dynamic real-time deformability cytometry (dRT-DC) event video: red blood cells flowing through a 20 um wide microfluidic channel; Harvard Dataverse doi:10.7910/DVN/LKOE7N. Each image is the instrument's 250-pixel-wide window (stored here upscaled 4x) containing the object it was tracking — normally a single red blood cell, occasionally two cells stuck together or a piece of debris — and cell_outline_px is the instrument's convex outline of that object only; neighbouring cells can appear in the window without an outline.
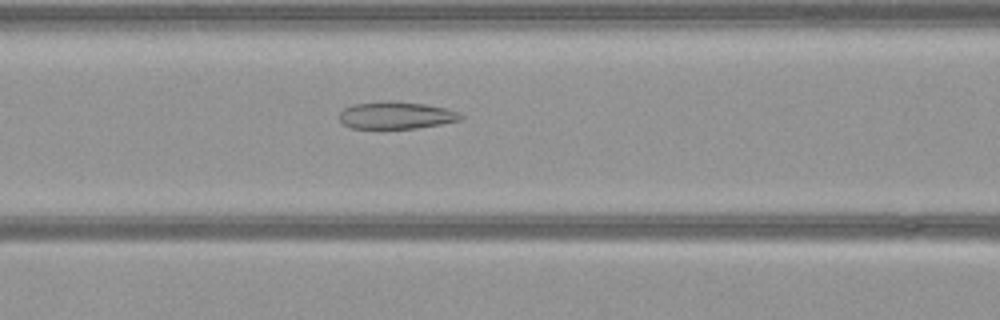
{"species": "common noctule bat (a hibernating species)", "species_latin": "Nyctalus noctula", "temperature_condition": "warm", "stored_images_in_passage": 42, "camera_frame_rate_fps": 3000, "um_per_image_px": 0.085, "animal": {"sex": "female", "body_mass_g": 21.9}, "frame": {"image": 1, "passage_image": 11, "time_ms": 3.333, "image_size_px": [1000, 320], "cell_outline_px": [[464, 116], [460, 120], [440, 124], [416, 128], [352, 128], [344, 124], [340, 120], [340, 112], [344, 108], [352, 104], [388, 100], [424, 104], [448, 108], [460, 112]], "centroid_in_image_um": [33.69, 9.79], "position_along_channel_um": 132.9, "area_um2": 19.31}}
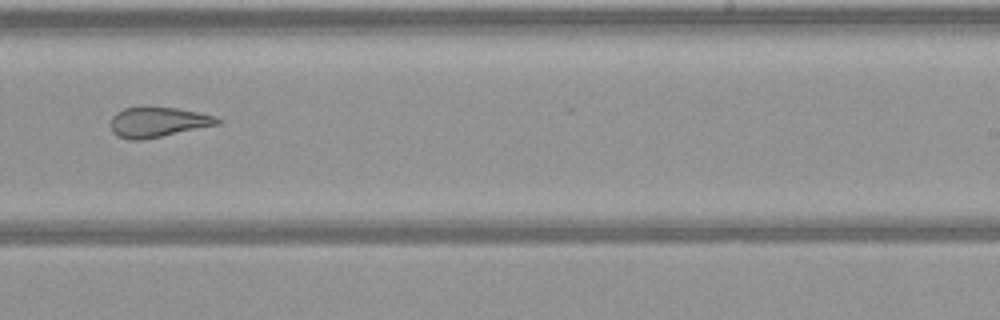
{"frame": {"image": 2, "passage_image": 22, "time_ms": 7.0, "image_size_px": [1000, 320], "cell_outline_px": [[220, 124], [140, 140], [128, 140], [116, 136], [112, 132], [112, 116], [116, 112], [124, 108], [148, 104], [176, 108], [216, 116], [220, 120]], "centroid_in_image_um": [13.37, 10.34], "position_along_channel_um": 275.6, "area_um2": 19.02}}
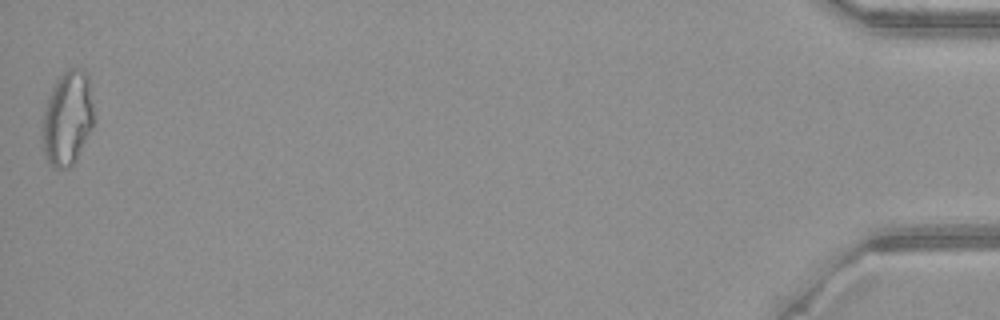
{"frame": {"image": 3, "passage_image": 42, "time_ms": 13.667, "image_size_px": [1000, 320], "cell_outline_px": [[92, 128], [76, 160], [68, 168], [52, 168], [48, 164], [44, 156], [40, 140], [40, 128], [44, 108], [52, 88], [56, 80], [68, 68], [84, 68], [88, 76], [92, 104]], "centroid_in_image_um": [5.67, 10.09], "position_along_channel_um": 429.5, "area_um2": 28.78}}